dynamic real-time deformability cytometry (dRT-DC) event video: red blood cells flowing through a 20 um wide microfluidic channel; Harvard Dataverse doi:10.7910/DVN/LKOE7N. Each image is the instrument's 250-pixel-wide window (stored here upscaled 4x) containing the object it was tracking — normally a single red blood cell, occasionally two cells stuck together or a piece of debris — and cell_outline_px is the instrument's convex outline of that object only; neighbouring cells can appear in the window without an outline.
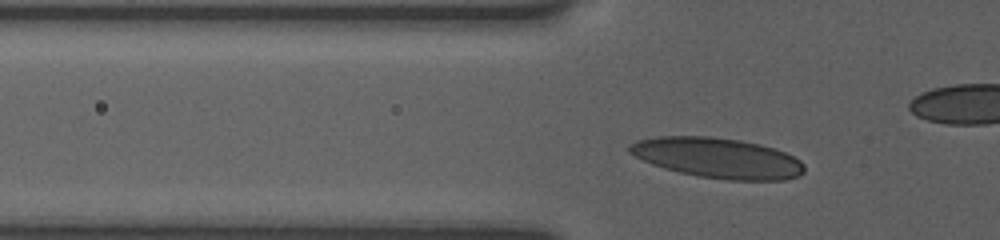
{"species": "human", "species_latin": "Homo sapiens", "temperature_condition": "room temperature", "stored_images_in_passage": 19, "segment_of_instrument_passage": [1, 2], "camera_frame_rate_fps": 3000, "um_per_image_px": 0.085, "donor": {"sex": "female"}, "frame": {"image": 1, "passage_image": 6, "time_ms": 3.0, "image_size_px": [1000, 240], "cell_outline_px": [[804, 172], [796, 176], [784, 180], [728, 180], [696, 176], [664, 168], [652, 164], [628, 152], [628, 144], [636, 140], [656, 136], [712, 136], [740, 140], [760, 144], [784, 152], [800, 160], [804, 164]], "centroid_in_image_um": [60.97, 13.42], "position_along_channel_um": 64.8, "area_um2": 41.04}}
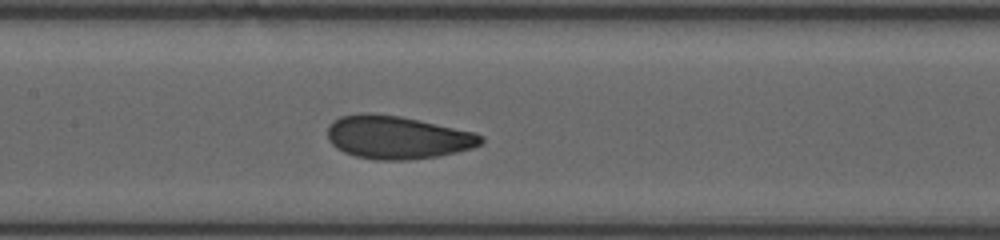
{"frame": {"image": 2, "passage_image": 15, "time_ms": 6.0, "image_size_px": [1000, 240], "cell_outline_px": [[484, 140], [480, 144], [472, 148], [440, 156], [408, 160], [376, 160], [356, 156], [344, 152], [336, 148], [328, 140], [328, 128], [332, 120], [340, 116], [360, 112], [368, 112], [400, 116], [476, 132], [484, 136]], "centroid_in_image_um": [33.76, 11.67], "position_along_channel_um": 173.6, "area_um2": 38.84}}
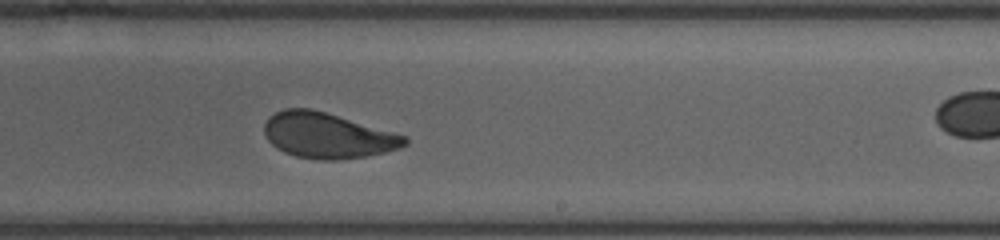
{"frame": {"image": 3, "passage_image": 18, "time_ms": 8.333, "image_size_px": [1000, 240], "cell_outline_px": [[408, 144], [400, 148], [368, 156], [336, 160], [320, 160], [296, 156], [284, 152], [276, 148], [268, 140], [264, 132], [264, 124], [268, 116], [284, 108], [312, 108], [408, 136]], "centroid_in_image_um": [27.84, 11.51], "position_along_channel_um": 261.2, "area_um2": 37.4}}